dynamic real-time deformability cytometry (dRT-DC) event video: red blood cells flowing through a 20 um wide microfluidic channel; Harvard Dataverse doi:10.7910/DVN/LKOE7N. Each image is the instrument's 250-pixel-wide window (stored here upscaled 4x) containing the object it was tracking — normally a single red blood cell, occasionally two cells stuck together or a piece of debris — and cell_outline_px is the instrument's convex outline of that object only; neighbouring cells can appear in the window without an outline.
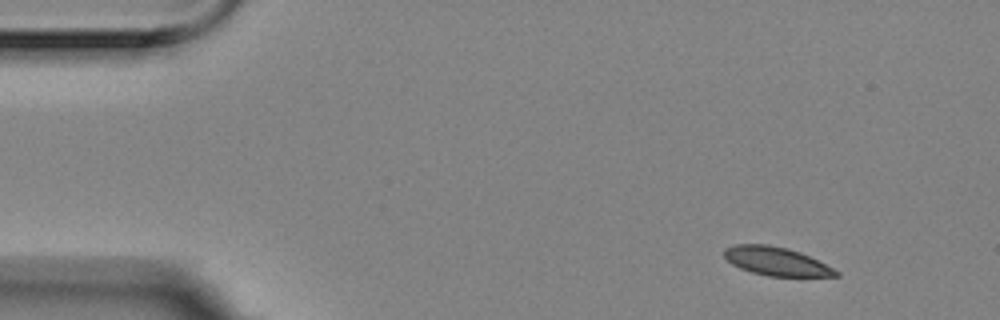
{"species": "Egyptian fruit bat (a non-hibernating species)", "species_latin": "Rousettus aegyptiacus", "temperature_condition": "room temperature", "stored_images_in_passage": 5, "camera_frame_rate_fps": 3000, "um_per_image_px": 0.085, "animal": {"sex": "female"}, "frame": {"image": 1, "passage_image": 1, "time_ms": 0.0, "image_size_px": [1000, 320], "cell_outline_px": [[840, 276], [768, 276], [752, 272], [740, 268], [732, 264], [724, 256], [724, 248], [736, 244], [768, 244], [788, 248], [800, 252], [840, 272]], "centroid_in_image_um": [65.95, 22.2], "position_along_channel_um": 19.0, "area_um2": 18.38}}
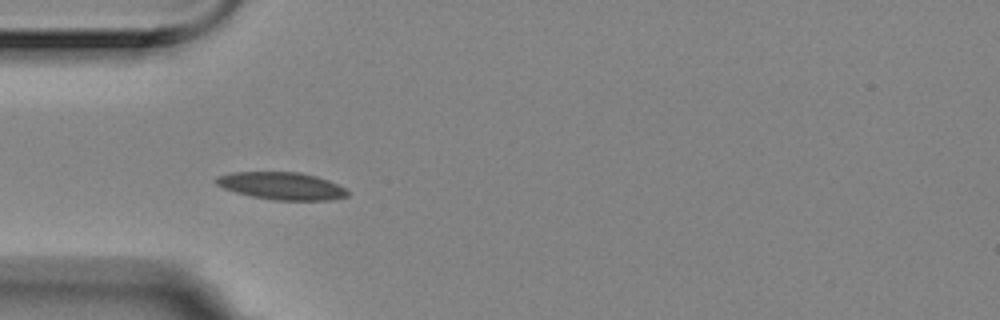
{"frame": {"image": 2, "passage_image": 4, "time_ms": 1.0, "image_size_px": [1000, 320], "cell_outline_px": [[348, 196], [332, 200], [276, 200], [252, 196], [236, 192], [224, 188], [216, 184], [216, 176], [232, 172], [300, 172], [316, 176], [328, 180], [344, 188], [348, 192]], "centroid_in_image_um": [23.94, 15.8], "position_along_channel_um": 61.1, "area_um2": 20.87}}
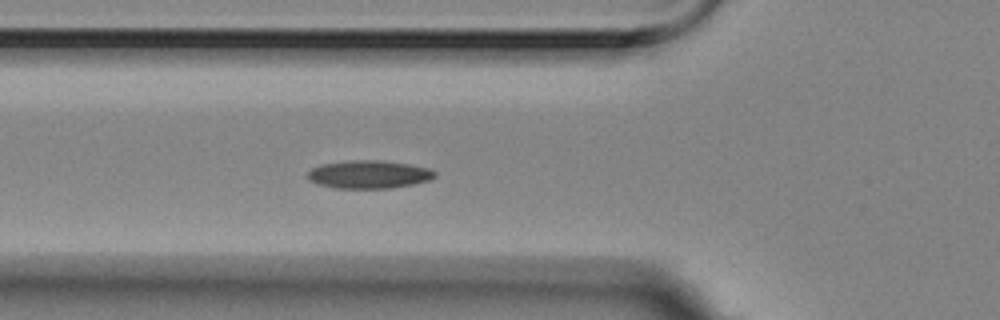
{"frame": {"image": 3, "passage_image": 5, "time_ms": 1.333, "image_size_px": [1000, 320], "cell_outline_px": [[436, 176], [428, 180], [412, 184], [392, 188], [332, 188], [316, 184], [308, 180], [308, 172], [312, 168], [320, 164], [352, 160], [380, 160], [408, 164], [428, 168], [436, 172]], "centroid_in_image_um": [31.31, 14.83], "position_along_channel_um": 94.5, "area_um2": 20.81}}